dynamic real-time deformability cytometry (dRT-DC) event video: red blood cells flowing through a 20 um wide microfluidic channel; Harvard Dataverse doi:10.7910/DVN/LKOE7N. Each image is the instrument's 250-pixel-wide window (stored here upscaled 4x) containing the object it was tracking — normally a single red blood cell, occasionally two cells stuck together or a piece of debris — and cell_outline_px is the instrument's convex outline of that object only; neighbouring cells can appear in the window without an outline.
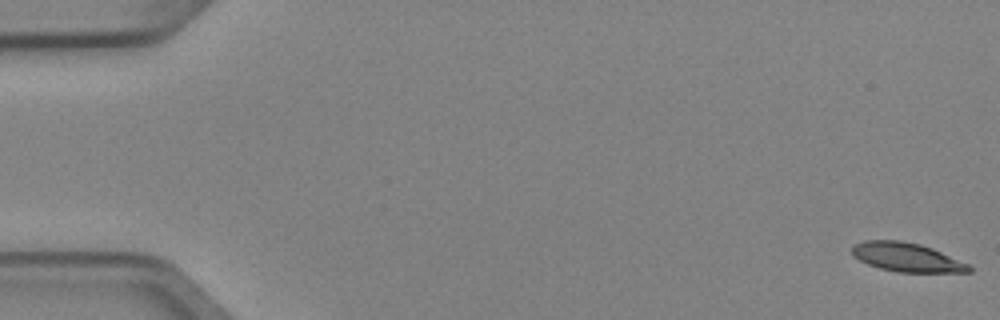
{"species": "Egyptian fruit bat (a non-hibernating species)", "species_latin": "Rousettus aegyptiacus", "temperature_condition": "cold", "stored_images_in_passage": 5, "camera_frame_rate_fps": 3000, "um_per_image_px": 0.085, "animal": {"sex": "female"}, "frame": {"image": 1, "passage_image": 1, "time_ms": 0.0, "image_size_px": [1000, 320], "cell_outline_px": [[972, 272], [896, 272], [880, 268], [868, 264], [852, 256], [852, 248], [856, 244], [864, 240], [900, 240], [920, 244], [932, 248], [968, 264], [972, 268]], "centroid_in_image_um": [77.06, 21.86], "position_along_channel_um": 7.9, "area_um2": 19.59}}
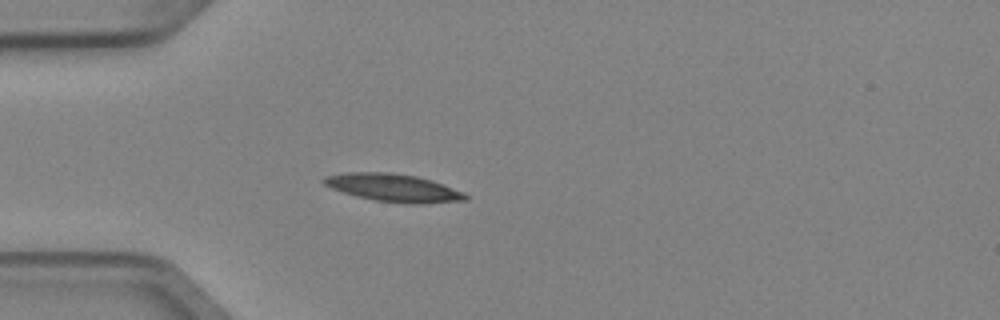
{"frame": {"image": 2, "passage_image": 5, "time_ms": 1.333, "image_size_px": [1000, 320], "cell_outline_px": [[468, 200], [420, 204], [412, 204], [376, 200], [356, 196], [332, 188], [324, 184], [320, 180], [324, 176], [348, 172], [392, 172], [416, 176], [432, 180], [464, 192], [468, 196]], "centroid_in_image_um": [33.45, 15.95], "position_along_channel_um": 51.5, "area_um2": 22.95}}